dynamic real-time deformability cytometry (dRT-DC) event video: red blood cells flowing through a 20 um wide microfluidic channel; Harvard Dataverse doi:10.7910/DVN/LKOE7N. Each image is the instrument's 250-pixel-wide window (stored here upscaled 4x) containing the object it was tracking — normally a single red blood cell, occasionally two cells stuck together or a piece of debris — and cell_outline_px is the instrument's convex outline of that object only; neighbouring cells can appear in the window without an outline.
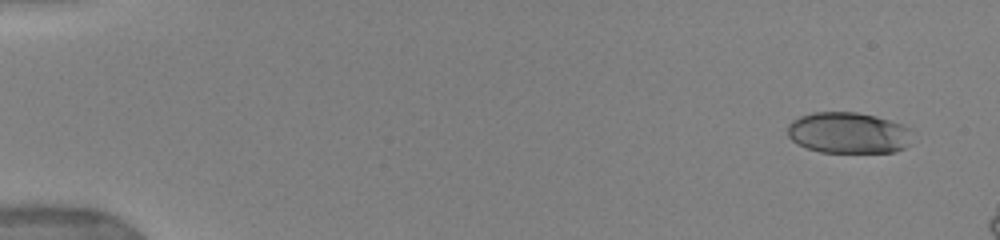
{"species": "human", "species_latin": "Homo sapiens", "temperature_condition": "warm", "stored_images_in_passage": 15, "camera_frame_rate_fps": 3000, "um_per_image_px": 0.085, "donor": {"sex": "female"}, "frame": {"image": 1, "passage_image": 3, "time_ms": 0.667, "image_size_px": [1000, 240], "cell_outline_px": [[912, 128], [908, 144], [904, 148], [892, 152], [820, 152], [808, 148], [792, 140], [788, 136], [788, 124], [792, 120], [800, 116], [812, 112], [856, 112], [876, 116]], "centroid_in_image_um": [72.1, 11.28], "position_along_channel_um": 12.9, "area_um2": 29.82}}